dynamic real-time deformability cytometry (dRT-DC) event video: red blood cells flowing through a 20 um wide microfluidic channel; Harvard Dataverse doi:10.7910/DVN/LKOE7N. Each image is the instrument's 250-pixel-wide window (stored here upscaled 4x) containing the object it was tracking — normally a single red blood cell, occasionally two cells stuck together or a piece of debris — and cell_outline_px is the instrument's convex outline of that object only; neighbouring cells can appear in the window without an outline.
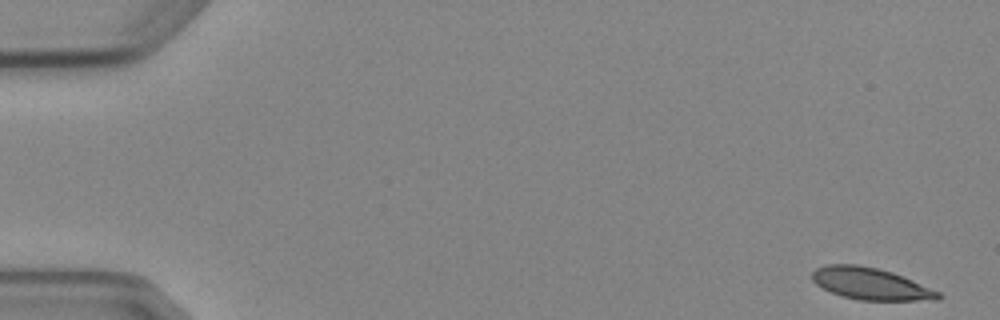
{"species": "Egyptian fruit bat (a non-hibernating species)", "species_latin": "Rousettus aegyptiacus", "temperature_condition": "cold", "stored_images_in_passage": 6, "camera_frame_rate_fps": 3000, "um_per_image_px": 0.085, "animal": {"sex": "female"}, "frame": {"image": 1, "passage_image": 1, "time_ms": 0.0, "image_size_px": [1000, 320], "cell_outline_px": [[944, 296], [940, 300], [860, 300], [844, 296], [832, 292], [816, 284], [812, 280], [812, 272], [816, 268], [828, 264], [856, 264], [876, 268], [892, 272], [912, 280], [940, 292]], "centroid_in_image_um": [74.02, 24.12], "position_along_channel_um": 11.0, "area_um2": 23.24}}